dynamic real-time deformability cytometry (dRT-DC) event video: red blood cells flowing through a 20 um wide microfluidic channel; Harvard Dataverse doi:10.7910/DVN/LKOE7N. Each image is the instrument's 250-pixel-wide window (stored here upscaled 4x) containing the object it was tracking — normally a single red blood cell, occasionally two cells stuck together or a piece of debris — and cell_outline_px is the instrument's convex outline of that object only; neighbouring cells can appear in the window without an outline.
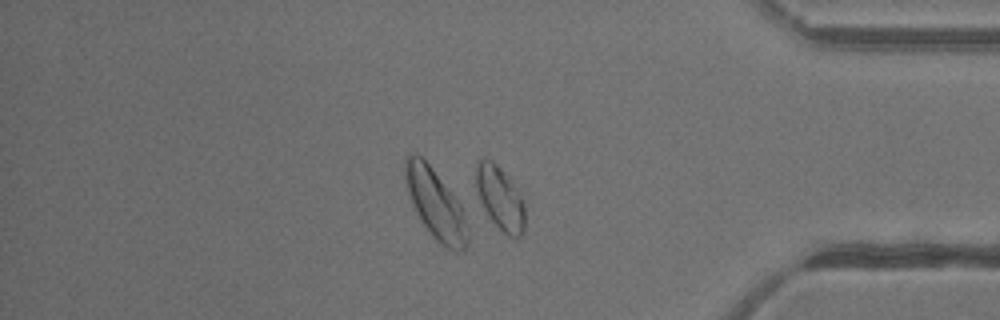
{"species": "common noctule bat (a hibernating species)", "species_latin": "Nyctalus noctula", "temperature_condition": "warm", "stored_images_in_passage": 40, "camera_frame_rate_fps": 3000, "um_per_image_px": 0.085, "animal": {"sex": "female"}, "frame": {"image": 1, "passage_image": 34, "time_ms": 11.0, "image_size_px": [1000, 320], "cell_outline_px": [[524, 232], [520, 236], [508, 236], [488, 216], [480, 200], [476, 188], [476, 160], [492, 160], [508, 176], [516, 188], [524, 204]], "centroid_in_image_um": [42.5, 16.83], "position_along_channel_um": 392.7, "area_um2": 17.74}, "authors_computed_cell_mechanics": {"area_um2": 17.5134, "velocity_mm_per_s": 4.3015, "shape_relaxation_time_tau1_ms": 2.8919, "shape_relaxation_time_tau2_ms": null, "deformation_change_tau1": 0.1392, "deformation_change_tau2": null}}